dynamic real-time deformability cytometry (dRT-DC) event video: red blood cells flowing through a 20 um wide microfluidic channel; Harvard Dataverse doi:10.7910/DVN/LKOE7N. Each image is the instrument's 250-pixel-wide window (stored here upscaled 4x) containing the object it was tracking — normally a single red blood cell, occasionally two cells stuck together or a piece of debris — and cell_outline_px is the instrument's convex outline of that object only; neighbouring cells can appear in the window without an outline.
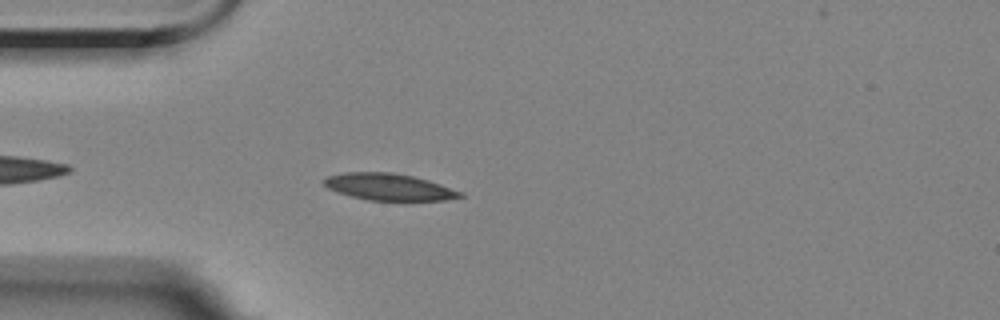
{"species": "Egyptian fruit bat (a non-hibernating species)", "species_latin": "Rousettus aegyptiacus", "temperature_condition": "room temperature", "stored_images_in_passage": 20, "camera_frame_rate_fps": 3000, "um_per_image_px": 0.085, "animal": {"sex": "female"}, "frame": {"image": 1, "passage_image": 5, "time_ms": 1.333, "image_size_px": [1000, 320], "cell_outline_px": [[464, 196], [444, 200], [368, 200], [336, 192], [328, 188], [324, 184], [324, 176], [344, 172], [392, 172], [412, 176], [428, 180], [464, 192]], "centroid_in_image_um": [33.04, 15.88], "position_along_channel_um": 52.0, "area_um2": 21.21}}
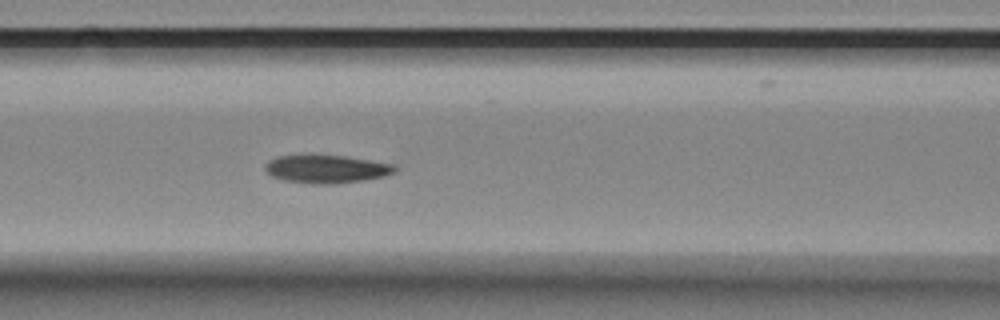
{"frame": {"image": 2, "passage_image": 13, "time_ms": 4.0, "image_size_px": [1000, 320], "cell_outline_px": [[396, 172], [384, 176], [364, 180], [332, 184], [312, 184], [284, 180], [272, 176], [264, 168], [264, 164], [268, 160], [276, 156], [308, 152], [344, 156], [392, 164], [396, 168]], "centroid_in_image_um": [27.66, 14.32], "position_along_channel_um": 138.9, "area_um2": 21.91}}
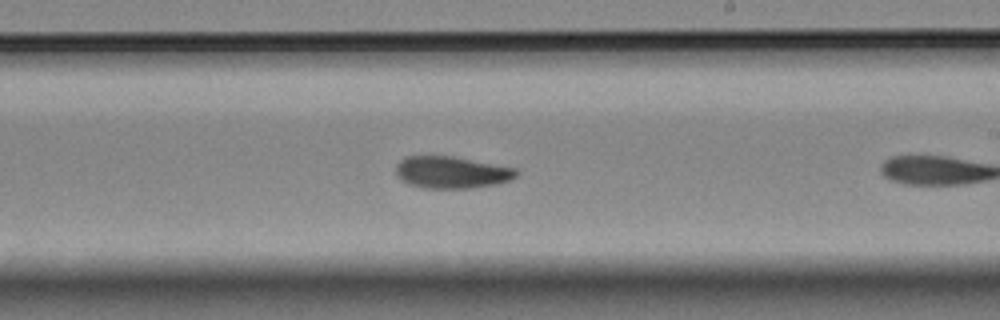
{"frame": {"image": 3, "passage_image": 19, "time_ms": 6.0, "image_size_px": [1000, 320], "cell_outline_px": [[520, 172], [512, 180], [496, 184], [472, 188], [424, 188], [408, 184], [400, 180], [396, 172], [396, 164], [400, 160], [408, 156], [452, 156], [516, 168]], "centroid_in_image_um": [38.39, 14.65], "position_along_channel_um": 250.6, "area_um2": 22.54}}